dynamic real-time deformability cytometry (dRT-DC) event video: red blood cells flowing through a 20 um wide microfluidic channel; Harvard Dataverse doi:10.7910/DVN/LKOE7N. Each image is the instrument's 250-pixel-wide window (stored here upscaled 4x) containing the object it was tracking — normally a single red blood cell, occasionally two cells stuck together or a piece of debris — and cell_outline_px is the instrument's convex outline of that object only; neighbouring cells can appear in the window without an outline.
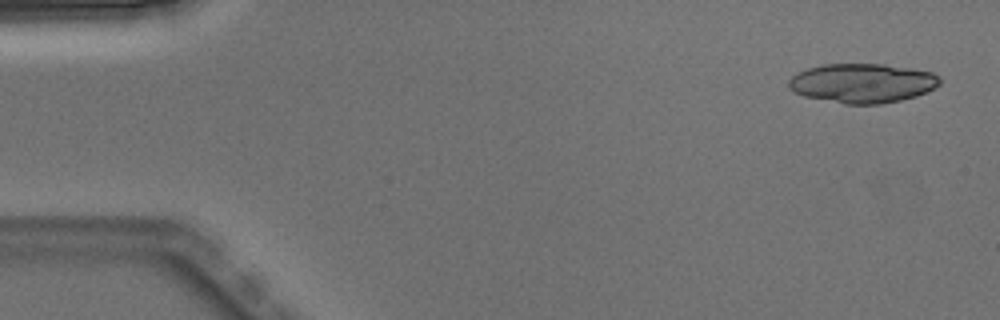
{"species": "Egyptian fruit bat (a non-hibernating species)", "species_latin": "Rousettus aegyptiacus", "temperature_condition": "warm", "stored_images_in_passage": 4, "camera_frame_rate_fps": 3000, "um_per_image_px": 0.085, "animal": {"sex": "male"}, "frame": {"image": 1, "passage_image": 1, "time_ms": 0.0, "image_size_px": [1000, 320], "cell_outline_px": [[940, 84], [916, 96], [900, 100], [880, 104], [844, 104], [804, 96], [792, 92], [788, 88], [788, 80], [796, 72], [808, 68], [824, 64], [884, 64], [932, 72], [940, 76]], "centroid_in_image_um": [73.25, 7.07], "position_along_channel_um": 11.7, "area_um2": 34.68}}